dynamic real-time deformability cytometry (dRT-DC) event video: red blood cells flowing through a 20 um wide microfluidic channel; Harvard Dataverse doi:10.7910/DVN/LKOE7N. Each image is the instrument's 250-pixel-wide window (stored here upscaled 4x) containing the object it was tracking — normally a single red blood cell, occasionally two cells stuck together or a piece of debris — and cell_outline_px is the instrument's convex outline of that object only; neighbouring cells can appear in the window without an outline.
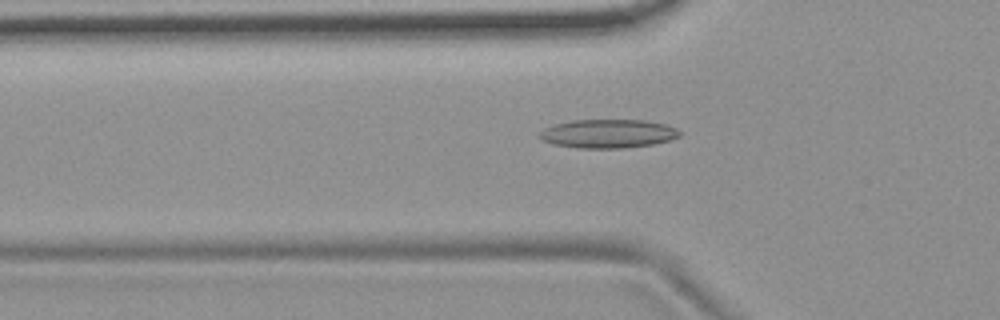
{"species": "common noctule bat (a hibernating species)", "species_latin": "Nyctalus noctula", "temperature_condition": "room temperature", "stored_images_in_passage": 54, "camera_frame_rate_fps": 3000, "um_per_image_px": 0.085, "animal": {"sex": "female", "body_mass_g": 19.9}, "frame": {"image": 1, "passage_image": 18, "time_ms": 5.667, "image_size_px": [1000, 320], "cell_outline_px": [[684, 132], [680, 136], [668, 140], [652, 144], [624, 148], [576, 148], [552, 144], [540, 140], [540, 132], [544, 128], [556, 124], [572, 120], [644, 120], [664, 124], [676, 128]], "centroid_in_image_um": [51.68, 11.36], "position_along_channel_um": 74.1, "area_um2": 23.47}}
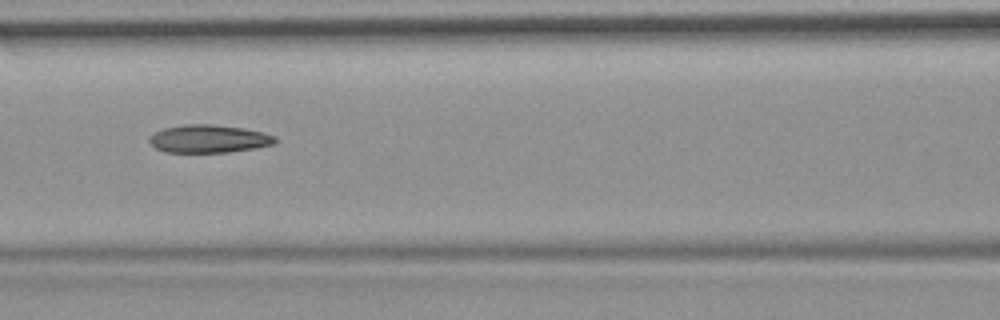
{"frame": {"image": 2, "passage_image": 24, "time_ms": 7.667, "image_size_px": [1000, 320], "cell_outline_px": [[276, 140], [272, 144], [256, 148], [228, 152], [164, 152], [156, 148], [148, 140], [148, 136], [164, 128], [184, 124], [212, 124], [244, 128], [264, 132], [276, 136]], "centroid_in_image_um": [17.74, 11.79], "position_along_channel_um": 148.9, "area_um2": 20.52}}
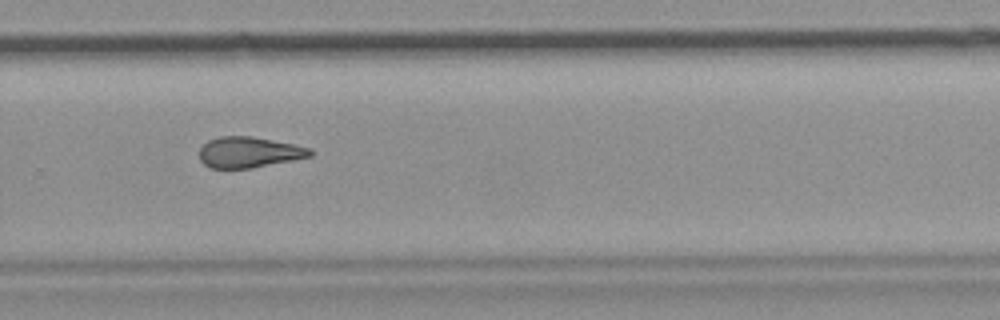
{"frame": {"image": 3, "passage_image": 37, "time_ms": 12.0, "image_size_px": [1000, 320], "cell_outline_px": [[312, 156], [252, 168], [212, 168], [204, 164], [200, 160], [200, 148], [208, 140], [220, 136], [252, 136], [312, 148]], "centroid_in_image_um": [21.16, 12.94], "position_along_channel_um": 308.6, "area_um2": 19.77}, "authors_computed_cell_mechanics": {"area_um2": 20.7502, "velocity_mm_per_s": 3.6998, "shape_relaxation_time_tau1_ms": null, "shape_relaxation_time_tau2_ms": 3.3653, "deformation_change_tau1": null, "deformation_change_tau2": 0.1242}}